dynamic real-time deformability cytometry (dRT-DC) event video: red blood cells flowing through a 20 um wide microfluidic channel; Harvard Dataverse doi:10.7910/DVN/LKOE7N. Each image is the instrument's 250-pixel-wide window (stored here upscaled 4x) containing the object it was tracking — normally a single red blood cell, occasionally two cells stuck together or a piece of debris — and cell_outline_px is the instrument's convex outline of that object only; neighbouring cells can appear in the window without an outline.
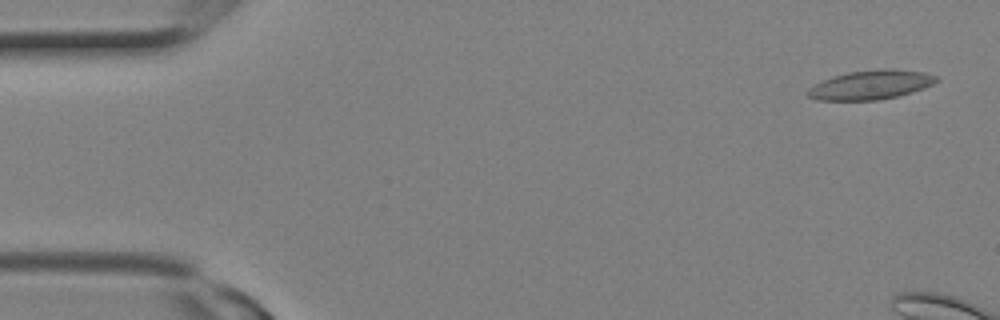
{"species": "Egyptian fruit bat (a non-hibernating species)", "species_latin": "Rousettus aegyptiacus", "temperature_condition": "room temperature", "stored_images_in_passage": 4, "camera_frame_rate_fps": 3000, "um_per_image_px": 0.085, "animal": {"sex": "female"}, "frame": {"image": 1, "passage_image": 1, "time_ms": 0.0, "image_size_px": [1000, 320], "cell_outline_px": [[940, 80], [924, 88], [900, 96], [876, 100], [816, 100], [808, 96], [804, 92], [808, 88], [832, 76], [848, 72], [884, 68], [892, 68], [924, 72], [936, 76]], "centroid_in_image_um": [74.02, 7.21], "position_along_channel_um": 11.0, "area_um2": 22.02}}